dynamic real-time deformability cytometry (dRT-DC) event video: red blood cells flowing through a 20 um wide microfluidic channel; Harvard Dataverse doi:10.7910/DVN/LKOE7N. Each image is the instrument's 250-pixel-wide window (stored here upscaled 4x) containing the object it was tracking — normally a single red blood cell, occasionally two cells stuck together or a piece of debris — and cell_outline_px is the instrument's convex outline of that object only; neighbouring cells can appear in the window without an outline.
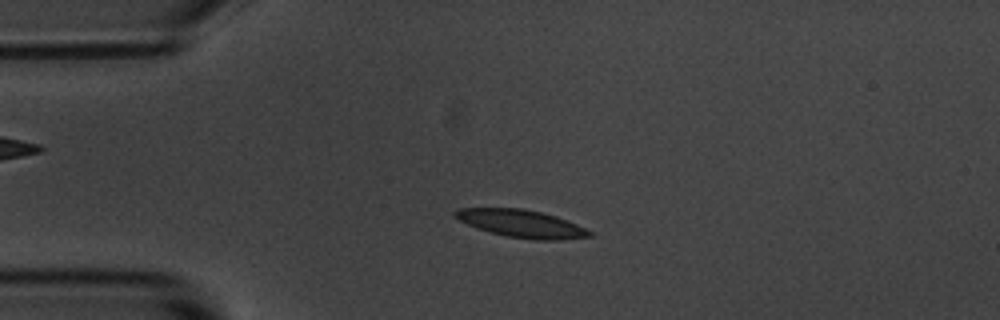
{"species": "common noctule bat (a hibernating species)", "species_latin": "Nyctalus noctula", "temperature_condition": "room temperature", "stored_images_in_passage": 54, "camera_frame_rate_fps": 3000, "um_per_image_px": 0.085, "animal": {"sex": "male", "body_mass_g": 20.1, "forearm_length_mm": 53.5}, "frame": {"image": 1, "passage_image": 12, "time_ms": 3.667, "image_size_px": [1000, 320], "cell_outline_px": [[592, 236], [564, 240], [532, 240], [508, 236], [476, 228], [452, 216], [452, 212], [456, 208], [524, 208], [556, 216], [568, 220], [592, 232]], "centroid_in_image_um": [44.31, 19.0], "position_along_channel_um": 40.7, "area_um2": 21.68}}
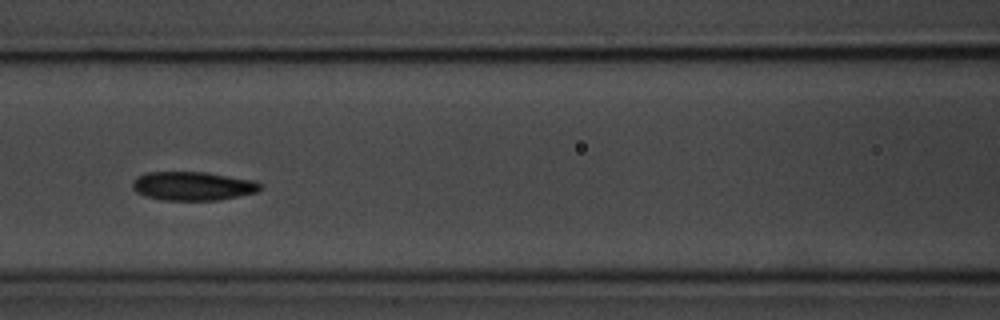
{"frame": {"image": 2, "passage_image": 23, "time_ms": 7.333, "image_size_px": [1000, 320], "cell_outline_px": [[264, 188], [256, 192], [220, 200], [160, 200], [144, 196], [136, 192], [132, 188], [132, 184], [136, 176], [148, 172], [204, 172], [252, 180], [260, 184]], "centroid_in_image_um": [16.35, 15.82], "position_along_channel_um": 150.3, "area_um2": 21.44}}
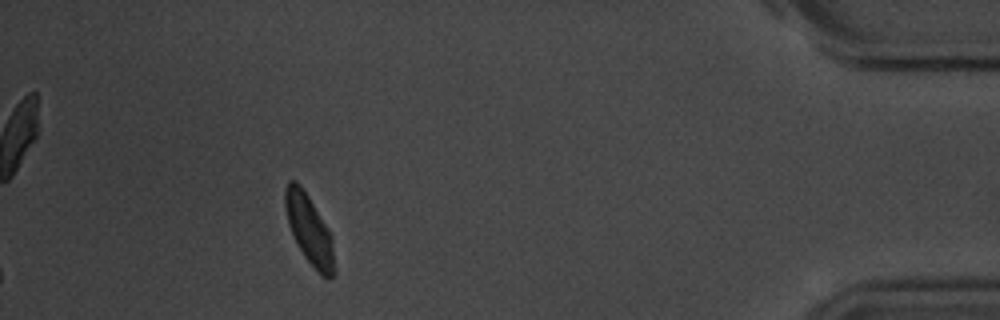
{"frame": {"image": 3, "passage_image": 49, "time_ms": 16.0, "image_size_px": [1000, 320], "cell_outline_px": [[336, 272], [332, 276], [320, 276], [304, 256], [288, 224], [284, 204], [284, 188], [288, 180], [296, 180], [300, 184], [308, 196], [328, 228], [332, 236]], "centroid_in_image_um": [26.29, 19.5], "position_along_channel_um": 408.9, "area_um2": 19.88}, "authors_computed_cell_mechanics": {"area_um2": 21.0103, "velocity_mm_per_s": 3.6355, "shape_relaxation_time_tau1_ms": 2.3433, "shape_relaxation_time_tau2_ms": 4.9326, "deformation_change_tau1": 0.1138, "deformation_change_tau2": 0.1076}}